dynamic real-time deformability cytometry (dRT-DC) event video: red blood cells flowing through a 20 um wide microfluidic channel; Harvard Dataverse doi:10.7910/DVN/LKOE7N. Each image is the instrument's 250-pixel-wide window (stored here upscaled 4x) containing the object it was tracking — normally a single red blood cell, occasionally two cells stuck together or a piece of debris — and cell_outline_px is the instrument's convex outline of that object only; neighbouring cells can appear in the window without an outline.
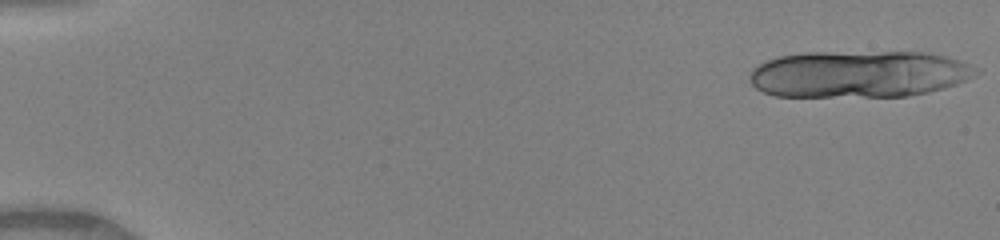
{"species": "human", "species_latin": "Homo sapiens", "temperature_condition": "warm", "stored_images_in_passage": 20, "camera_frame_rate_fps": 3000, "um_per_image_px": 0.085, "donor": {"sex": "female"}, "frame": {"image": 1, "passage_image": 1, "time_ms": 0.0, "image_size_px": [1000, 240], "cell_outline_px": [[980, 72], [956, 84], [944, 88], [928, 92], [908, 96], [776, 96], [764, 92], [756, 88], [752, 84], [748, 76], [752, 68], [768, 60], [780, 56], [804, 52], [924, 52], [944, 56], [980, 68]], "centroid_in_image_um": [72.98, 6.29], "position_along_channel_um": 12.0, "area_um2": 61.79}}
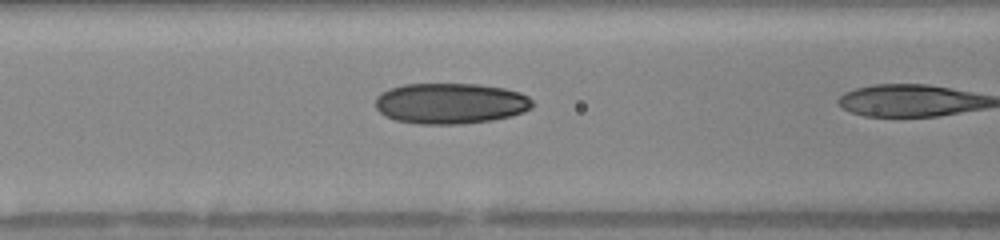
{"frame": {"image": 2, "passage_image": 19, "time_ms": 6.0, "image_size_px": [1000, 240], "cell_outline_px": [[532, 108], [524, 112], [512, 116], [492, 120], [460, 124], [420, 124], [396, 120], [384, 116], [376, 108], [376, 96], [380, 92], [388, 88], [404, 84], [476, 84], [504, 88], [520, 92], [528, 96], [532, 100]], "centroid_in_image_um": [38.28, 8.79], "position_along_channel_um": 128.3, "area_um2": 37.57}}